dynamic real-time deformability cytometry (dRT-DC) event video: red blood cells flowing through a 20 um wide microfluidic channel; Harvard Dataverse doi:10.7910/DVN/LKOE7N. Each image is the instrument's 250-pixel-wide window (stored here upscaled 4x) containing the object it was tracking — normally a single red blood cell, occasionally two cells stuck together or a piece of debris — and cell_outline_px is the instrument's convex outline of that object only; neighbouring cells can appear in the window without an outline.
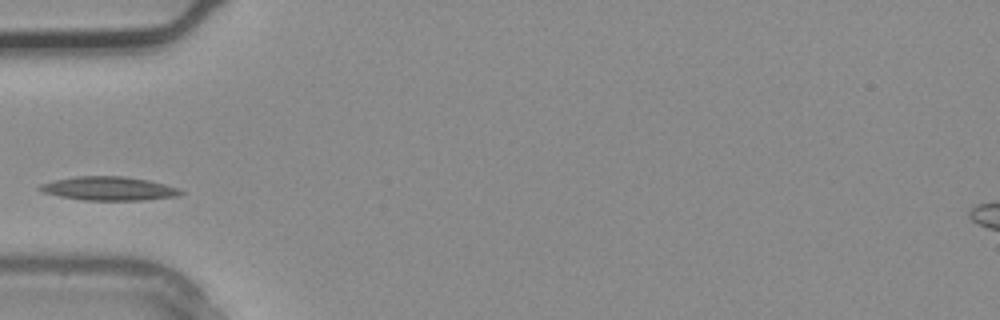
{"species": "common noctule bat (a hibernating species)", "species_latin": "Nyctalus noctula", "temperature_condition": "warm", "stored_images_in_passage": 2, "camera_frame_rate_fps": 3000, "um_per_image_px": 0.085, "animal": {"sex": "male", "body_mass_g": 20.4}, "frame": {"image": 1, "passage_image": 2, "time_ms": 0.333, "image_size_px": [1000, 320], "cell_outline_px": [[184, 192], [180, 196], [144, 200], [84, 200], [60, 196], [44, 192], [36, 188], [40, 184], [56, 180], [76, 176], [124, 176], [148, 180], [164, 184], [176, 188]], "centroid_in_image_um": [9.26, 16.02], "position_along_channel_um": 75.7, "area_um2": 19.36}}